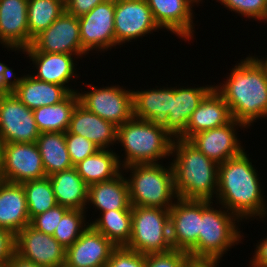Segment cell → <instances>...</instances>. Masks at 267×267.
<instances>
[{
  "instance_id": "obj_1",
  "label": "cell",
  "mask_w": 267,
  "mask_h": 267,
  "mask_svg": "<svg viewBox=\"0 0 267 267\" xmlns=\"http://www.w3.org/2000/svg\"><path fill=\"white\" fill-rule=\"evenodd\" d=\"M249 155L244 150L238 156L219 164L218 188L214 201L247 223L267 218L263 178Z\"/></svg>"
},
{
  "instance_id": "obj_2",
  "label": "cell",
  "mask_w": 267,
  "mask_h": 267,
  "mask_svg": "<svg viewBox=\"0 0 267 267\" xmlns=\"http://www.w3.org/2000/svg\"><path fill=\"white\" fill-rule=\"evenodd\" d=\"M233 66L226 79L218 85L214 82V88L228 104L232 118L251 130L254 122L267 119V67L255 53Z\"/></svg>"
},
{
  "instance_id": "obj_3",
  "label": "cell",
  "mask_w": 267,
  "mask_h": 267,
  "mask_svg": "<svg viewBox=\"0 0 267 267\" xmlns=\"http://www.w3.org/2000/svg\"><path fill=\"white\" fill-rule=\"evenodd\" d=\"M171 165L177 197L188 200L215 201L218 166L189 140L174 138Z\"/></svg>"
},
{
  "instance_id": "obj_4",
  "label": "cell",
  "mask_w": 267,
  "mask_h": 267,
  "mask_svg": "<svg viewBox=\"0 0 267 267\" xmlns=\"http://www.w3.org/2000/svg\"><path fill=\"white\" fill-rule=\"evenodd\" d=\"M173 140L161 123L133 117L117 127L116 144L121 146L120 153L118 150L116 153L119 164L123 168L170 160ZM122 151L124 153L121 154Z\"/></svg>"
},
{
  "instance_id": "obj_5",
  "label": "cell",
  "mask_w": 267,
  "mask_h": 267,
  "mask_svg": "<svg viewBox=\"0 0 267 267\" xmlns=\"http://www.w3.org/2000/svg\"><path fill=\"white\" fill-rule=\"evenodd\" d=\"M215 205V206H214ZM216 207V208H215ZM243 222L221 204L201 200V226L193 257L222 258L236 245L243 244ZM242 240V241H241ZM228 251V252H227Z\"/></svg>"
},
{
  "instance_id": "obj_6",
  "label": "cell",
  "mask_w": 267,
  "mask_h": 267,
  "mask_svg": "<svg viewBox=\"0 0 267 267\" xmlns=\"http://www.w3.org/2000/svg\"><path fill=\"white\" fill-rule=\"evenodd\" d=\"M122 173L128 184L131 206L170 209L178 198L170 161L165 165L163 163L128 165L122 168Z\"/></svg>"
},
{
  "instance_id": "obj_7",
  "label": "cell",
  "mask_w": 267,
  "mask_h": 267,
  "mask_svg": "<svg viewBox=\"0 0 267 267\" xmlns=\"http://www.w3.org/2000/svg\"><path fill=\"white\" fill-rule=\"evenodd\" d=\"M125 247L143 255L173 250L169 209L132 206V234Z\"/></svg>"
},
{
  "instance_id": "obj_8",
  "label": "cell",
  "mask_w": 267,
  "mask_h": 267,
  "mask_svg": "<svg viewBox=\"0 0 267 267\" xmlns=\"http://www.w3.org/2000/svg\"><path fill=\"white\" fill-rule=\"evenodd\" d=\"M87 89L78 90L79 103L88 111L95 113L104 120L110 121L117 127L132 119L133 116V96L132 90L120 86V84H110L102 87L94 86L87 82H79ZM110 84V86L108 85ZM81 91V92H80Z\"/></svg>"
},
{
  "instance_id": "obj_9",
  "label": "cell",
  "mask_w": 267,
  "mask_h": 267,
  "mask_svg": "<svg viewBox=\"0 0 267 267\" xmlns=\"http://www.w3.org/2000/svg\"><path fill=\"white\" fill-rule=\"evenodd\" d=\"M160 30L146 0H115V49Z\"/></svg>"
},
{
  "instance_id": "obj_10",
  "label": "cell",
  "mask_w": 267,
  "mask_h": 267,
  "mask_svg": "<svg viewBox=\"0 0 267 267\" xmlns=\"http://www.w3.org/2000/svg\"><path fill=\"white\" fill-rule=\"evenodd\" d=\"M46 177L36 143L0 144V180L23 183Z\"/></svg>"
},
{
  "instance_id": "obj_11",
  "label": "cell",
  "mask_w": 267,
  "mask_h": 267,
  "mask_svg": "<svg viewBox=\"0 0 267 267\" xmlns=\"http://www.w3.org/2000/svg\"><path fill=\"white\" fill-rule=\"evenodd\" d=\"M39 136L33 110L14 93L0 95V144L36 143Z\"/></svg>"
},
{
  "instance_id": "obj_12",
  "label": "cell",
  "mask_w": 267,
  "mask_h": 267,
  "mask_svg": "<svg viewBox=\"0 0 267 267\" xmlns=\"http://www.w3.org/2000/svg\"><path fill=\"white\" fill-rule=\"evenodd\" d=\"M23 51L66 53L76 55L81 60L89 55L82 48L78 17L66 11L46 30L38 34L31 45Z\"/></svg>"
},
{
  "instance_id": "obj_13",
  "label": "cell",
  "mask_w": 267,
  "mask_h": 267,
  "mask_svg": "<svg viewBox=\"0 0 267 267\" xmlns=\"http://www.w3.org/2000/svg\"><path fill=\"white\" fill-rule=\"evenodd\" d=\"M114 16L115 0H105L78 18L82 48L88 54L115 48Z\"/></svg>"
},
{
  "instance_id": "obj_14",
  "label": "cell",
  "mask_w": 267,
  "mask_h": 267,
  "mask_svg": "<svg viewBox=\"0 0 267 267\" xmlns=\"http://www.w3.org/2000/svg\"><path fill=\"white\" fill-rule=\"evenodd\" d=\"M154 21L161 31L175 34L178 39L189 42L195 38V8L204 0H146ZM194 9V10H193ZM194 17V18H193ZM164 29V30H163Z\"/></svg>"
},
{
  "instance_id": "obj_15",
  "label": "cell",
  "mask_w": 267,
  "mask_h": 267,
  "mask_svg": "<svg viewBox=\"0 0 267 267\" xmlns=\"http://www.w3.org/2000/svg\"><path fill=\"white\" fill-rule=\"evenodd\" d=\"M66 249L52 236L30 224L15 235V254L21 259L43 267L65 263Z\"/></svg>"
},
{
  "instance_id": "obj_16",
  "label": "cell",
  "mask_w": 267,
  "mask_h": 267,
  "mask_svg": "<svg viewBox=\"0 0 267 267\" xmlns=\"http://www.w3.org/2000/svg\"><path fill=\"white\" fill-rule=\"evenodd\" d=\"M239 129L247 131V127L232 119L229 123L218 128L209 129L193 135L189 141L195 145L209 159L217 164L236 157L246 148L242 145L239 138Z\"/></svg>"
},
{
  "instance_id": "obj_17",
  "label": "cell",
  "mask_w": 267,
  "mask_h": 267,
  "mask_svg": "<svg viewBox=\"0 0 267 267\" xmlns=\"http://www.w3.org/2000/svg\"><path fill=\"white\" fill-rule=\"evenodd\" d=\"M22 54L25 56L24 59L29 57V63L32 61L30 65L33 64L32 67H34V69L33 71H28H30L29 74L34 78L64 86L70 92L78 91V89H74L71 85L73 81L77 84L76 79L78 78L79 80L81 76V74L77 73L79 72L77 70V59L79 60V58L76 55L66 53H44L39 51H23Z\"/></svg>"
},
{
  "instance_id": "obj_18",
  "label": "cell",
  "mask_w": 267,
  "mask_h": 267,
  "mask_svg": "<svg viewBox=\"0 0 267 267\" xmlns=\"http://www.w3.org/2000/svg\"><path fill=\"white\" fill-rule=\"evenodd\" d=\"M173 249L189 253L198 242L201 226V200L177 198L169 209Z\"/></svg>"
},
{
  "instance_id": "obj_19",
  "label": "cell",
  "mask_w": 267,
  "mask_h": 267,
  "mask_svg": "<svg viewBox=\"0 0 267 267\" xmlns=\"http://www.w3.org/2000/svg\"><path fill=\"white\" fill-rule=\"evenodd\" d=\"M28 0H0V46L22 54L31 45Z\"/></svg>"
},
{
  "instance_id": "obj_20",
  "label": "cell",
  "mask_w": 267,
  "mask_h": 267,
  "mask_svg": "<svg viewBox=\"0 0 267 267\" xmlns=\"http://www.w3.org/2000/svg\"><path fill=\"white\" fill-rule=\"evenodd\" d=\"M116 246L90 225L66 249L65 263L70 267H101L109 261Z\"/></svg>"
},
{
  "instance_id": "obj_21",
  "label": "cell",
  "mask_w": 267,
  "mask_h": 267,
  "mask_svg": "<svg viewBox=\"0 0 267 267\" xmlns=\"http://www.w3.org/2000/svg\"><path fill=\"white\" fill-rule=\"evenodd\" d=\"M174 85V87L172 86L171 110L162 126L173 138H179L186 131L192 113L214 85L199 86L192 84L194 87L189 85L180 86V83Z\"/></svg>"
},
{
  "instance_id": "obj_22",
  "label": "cell",
  "mask_w": 267,
  "mask_h": 267,
  "mask_svg": "<svg viewBox=\"0 0 267 267\" xmlns=\"http://www.w3.org/2000/svg\"><path fill=\"white\" fill-rule=\"evenodd\" d=\"M65 133L83 136L99 149H113L117 145V126L88 111L80 103L73 110Z\"/></svg>"
},
{
  "instance_id": "obj_23",
  "label": "cell",
  "mask_w": 267,
  "mask_h": 267,
  "mask_svg": "<svg viewBox=\"0 0 267 267\" xmlns=\"http://www.w3.org/2000/svg\"><path fill=\"white\" fill-rule=\"evenodd\" d=\"M232 119L228 104L213 87L192 113L186 131L179 138L189 140L196 133L224 126Z\"/></svg>"
},
{
  "instance_id": "obj_24",
  "label": "cell",
  "mask_w": 267,
  "mask_h": 267,
  "mask_svg": "<svg viewBox=\"0 0 267 267\" xmlns=\"http://www.w3.org/2000/svg\"><path fill=\"white\" fill-rule=\"evenodd\" d=\"M13 93L31 110L50 106L64 100L71 92L64 86L40 81L32 75L17 74Z\"/></svg>"
},
{
  "instance_id": "obj_25",
  "label": "cell",
  "mask_w": 267,
  "mask_h": 267,
  "mask_svg": "<svg viewBox=\"0 0 267 267\" xmlns=\"http://www.w3.org/2000/svg\"><path fill=\"white\" fill-rule=\"evenodd\" d=\"M30 221L23 185L0 180V228L16 235Z\"/></svg>"
},
{
  "instance_id": "obj_26",
  "label": "cell",
  "mask_w": 267,
  "mask_h": 267,
  "mask_svg": "<svg viewBox=\"0 0 267 267\" xmlns=\"http://www.w3.org/2000/svg\"><path fill=\"white\" fill-rule=\"evenodd\" d=\"M91 206L92 209L95 208L92 213L97 212L96 215L110 210H132L125 175L121 172L112 180L90 185L88 187L86 213Z\"/></svg>"
},
{
  "instance_id": "obj_27",
  "label": "cell",
  "mask_w": 267,
  "mask_h": 267,
  "mask_svg": "<svg viewBox=\"0 0 267 267\" xmlns=\"http://www.w3.org/2000/svg\"><path fill=\"white\" fill-rule=\"evenodd\" d=\"M133 116L137 119L163 123L172 105V86H155L132 90Z\"/></svg>"
},
{
  "instance_id": "obj_28",
  "label": "cell",
  "mask_w": 267,
  "mask_h": 267,
  "mask_svg": "<svg viewBox=\"0 0 267 267\" xmlns=\"http://www.w3.org/2000/svg\"><path fill=\"white\" fill-rule=\"evenodd\" d=\"M58 205L71 210H85L88 199V185L75 167L49 176Z\"/></svg>"
},
{
  "instance_id": "obj_29",
  "label": "cell",
  "mask_w": 267,
  "mask_h": 267,
  "mask_svg": "<svg viewBox=\"0 0 267 267\" xmlns=\"http://www.w3.org/2000/svg\"><path fill=\"white\" fill-rule=\"evenodd\" d=\"M74 167L88 186L112 180L122 172L114 149H98Z\"/></svg>"
},
{
  "instance_id": "obj_30",
  "label": "cell",
  "mask_w": 267,
  "mask_h": 267,
  "mask_svg": "<svg viewBox=\"0 0 267 267\" xmlns=\"http://www.w3.org/2000/svg\"><path fill=\"white\" fill-rule=\"evenodd\" d=\"M92 217L88 220L90 226L102 233L116 247L129 243L132 234V210H110L99 213L94 219Z\"/></svg>"
},
{
  "instance_id": "obj_31",
  "label": "cell",
  "mask_w": 267,
  "mask_h": 267,
  "mask_svg": "<svg viewBox=\"0 0 267 267\" xmlns=\"http://www.w3.org/2000/svg\"><path fill=\"white\" fill-rule=\"evenodd\" d=\"M36 144L46 176L74 167L67 150L65 132L40 133Z\"/></svg>"
},
{
  "instance_id": "obj_32",
  "label": "cell",
  "mask_w": 267,
  "mask_h": 267,
  "mask_svg": "<svg viewBox=\"0 0 267 267\" xmlns=\"http://www.w3.org/2000/svg\"><path fill=\"white\" fill-rule=\"evenodd\" d=\"M78 103V93L71 92L59 103L34 109L33 114L40 133L66 132L69 127L72 112Z\"/></svg>"
},
{
  "instance_id": "obj_33",
  "label": "cell",
  "mask_w": 267,
  "mask_h": 267,
  "mask_svg": "<svg viewBox=\"0 0 267 267\" xmlns=\"http://www.w3.org/2000/svg\"><path fill=\"white\" fill-rule=\"evenodd\" d=\"M65 11V0H28L27 16L31 43Z\"/></svg>"
},
{
  "instance_id": "obj_34",
  "label": "cell",
  "mask_w": 267,
  "mask_h": 267,
  "mask_svg": "<svg viewBox=\"0 0 267 267\" xmlns=\"http://www.w3.org/2000/svg\"><path fill=\"white\" fill-rule=\"evenodd\" d=\"M21 184L25 190L30 220L58 205L48 176Z\"/></svg>"
},
{
  "instance_id": "obj_35",
  "label": "cell",
  "mask_w": 267,
  "mask_h": 267,
  "mask_svg": "<svg viewBox=\"0 0 267 267\" xmlns=\"http://www.w3.org/2000/svg\"><path fill=\"white\" fill-rule=\"evenodd\" d=\"M85 210L69 209L61 218L53 237L65 248L70 247L90 225ZM87 221V222H86Z\"/></svg>"
},
{
  "instance_id": "obj_36",
  "label": "cell",
  "mask_w": 267,
  "mask_h": 267,
  "mask_svg": "<svg viewBox=\"0 0 267 267\" xmlns=\"http://www.w3.org/2000/svg\"><path fill=\"white\" fill-rule=\"evenodd\" d=\"M224 6L229 13L253 19L259 23H267V0H215Z\"/></svg>"
},
{
  "instance_id": "obj_37",
  "label": "cell",
  "mask_w": 267,
  "mask_h": 267,
  "mask_svg": "<svg viewBox=\"0 0 267 267\" xmlns=\"http://www.w3.org/2000/svg\"><path fill=\"white\" fill-rule=\"evenodd\" d=\"M65 139L73 166L93 155L99 149L93 142L77 134L65 133Z\"/></svg>"
},
{
  "instance_id": "obj_38",
  "label": "cell",
  "mask_w": 267,
  "mask_h": 267,
  "mask_svg": "<svg viewBox=\"0 0 267 267\" xmlns=\"http://www.w3.org/2000/svg\"><path fill=\"white\" fill-rule=\"evenodd\" d=\"M68 210L66 207L56 205L50 210L34 216L30 221V225L38 231L53 236L62 216Z\"/></svg>"
},
{
  "instance_id": "obj_39",
  "label": "cell",
  "mask_w": 267,
  "mask_h": 267,
  "mask_svg": "<svg viewBox=\"0 0 267 267\" xmlns=\"http://www.w3.org/2000/svg\"><path fill=\"white\" fill-rule=\"evenodd\" d=\"M189 253L173 249L165 253L145 255L144 267H185Z\"/></svg>"
},
{
  "instance_id": "obj_40",
  "label": "cell",
  "mask_w": 267,
  "mask_h": 267,
  "mask_svg": "<svg viewBox=\"0 0 267 267\" xmlns=\"http://www.w3.org/2000/svg\"><path fill=\"white\" fill-rule=\"evenodd\" d=\"M145 255L125 246L116 247L105 267H144Z\"/></svg>"
},
{
  "instance_id": "obj_41",
  "label": "cell",
  "mask_w": 267,
  "mask_h": 267,
  "mask_svg": "<svg viewBox=\"0 0 267 267\" xmlns=\"http://www.w3.org/2000/svg\"><path fill=\"white\" fill-rule=\"evenodd\" d=\"M15 254V235L10 231L0 228V265L7 266Z\"/></svg>"
},
{
  "instance_id": "obj_42",
  "label": "cell",
  "mask_w": 267,
  "mask_h": 267,
  "mask_svg": "<svg viewBox=\"0 0 267 267\" xmlns=\"http://www.w3.org/2000/svg\"><path fill=\"white\" fill-rule=\"evenodd\" d=\"M103 1L105 0H65V8L68 14L79 18Z\"/></svg>"
},
{
  "instance_id": "obj_43",
  "label": "cell",
  "mask_w": 267,
  "mask_h": 267,
  "mask_svg": "<svg viewBox=\"0 0 267 267\" xmlns=\"http://www.w3.org/2000/svg\"><path fill=\"white\" fill-rule=\"evenodd\" d=\"M16 74L13 68L0 61V95L13 93Z\"/></svg>"
},
{
  "instance_id": "obj_44",
  "label": "cell",
  "mask_w": 267,
  "mask_h": 267,
  "mask_svg": "<svg viewBox=\"0 0 267 267\" xmlns=\"http://www.w3.org/2000/svg\"><path fill=\"white\" fill-rule=\"evenodd\" d=\"M248 267H267V235L257 241Z\"/></svg>"
},
{
  "instance_id": "obj_45",
  "label": "cell",
  "mask_w": 267,
  "mask_h": 267,
  "mask_svg": "<svg viewBox=\"0 0 267 267\" xmlns=\"http://www.w3.org/2000/svg\"><path fill=\"white\" fill-rule=\"evenodd\" d=\"M223 258H207L189 256L185 267H219Z\"/></svg>"
},
{
  "instance_id": "obj_46",
  "label": "cell",
  "mask_w": 267,
  "mask_h": 267,
  "mask_svg": "<svg viewBox=\"0 0 267 267\" xmlns=\"http://www.w3.org/2000/svg\"><path fill=\"white\" fill-rule=\"evenodd\" d=\"M6 267H43L32 262H27L14 254Z\"/></svg>"
},
{
  "instance_id": "obj_47",
  "label": "cell",
  "mask_w": 267,
  "mask_h": 267,
  "mask_svg": "<svg viewBox=\"0 0 267 267\" xmlns=\"http://www.w3.org/2000/svg\"><path fill=\"white\" fill-rule=\"evenodd\" d=\"M265 52V56H258L257 55V57H259V59L266 65V67H267V53H266V51H264ZM261 57V58H260Z\"/></svg>"
},
{
  "instance_id": "obj_48",
  "label": "cell",
  "mask_w": 267,
  "mask_h": 267,
  "mask_svg": "<svg viewBox=\"0 0 267 267\" xmlns=\"http://www.w3.org/2000/svg\"><path fill=\"white\" fill-rule=\"evenodd\" d=\"M57 267H70V266H68L66 263H64V264L59 265V266H57Z\"/></svg>"
}]
</instances>
